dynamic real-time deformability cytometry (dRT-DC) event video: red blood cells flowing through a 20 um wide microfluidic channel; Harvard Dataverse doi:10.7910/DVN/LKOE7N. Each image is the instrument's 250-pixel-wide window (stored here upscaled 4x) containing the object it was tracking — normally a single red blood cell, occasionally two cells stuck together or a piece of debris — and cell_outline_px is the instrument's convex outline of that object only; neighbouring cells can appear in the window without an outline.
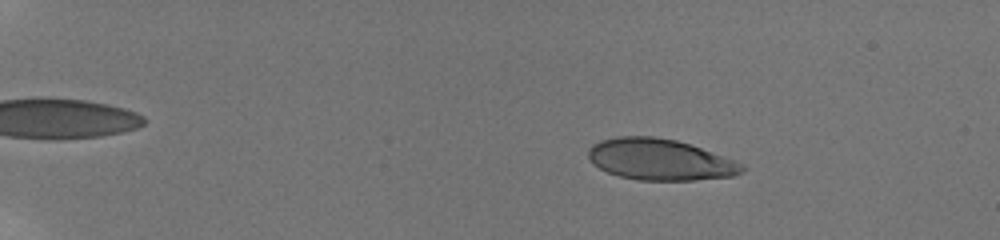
{"species": "human", "species_latin": "Homo sapiens", "temperature_condition": "room temperature", "stored_images_in_passage": 27, "camera_frame_rate_fps": 3000, "um_per_image_px": 0.085, "donor": {"sex": "male"}, "frame": {"image": 1, "passage_image": 12, "time_ms": 3.0, "image_size_px": [1000, 240], "cell_outline_px": [[744, 172], [732, 176], [696, 180], [636, 180], [620, 176], [608, 172], [592, 164], [588, 156], [588, 148], [592, 144], [600, 140], [616, 136], [652, 136], [676, 140], [700, 148], [744, 164]], "centroid_in_image_um": [56.06, 13.56], "position_along_channel_um": 28.9, "area_um2": 36.88}}
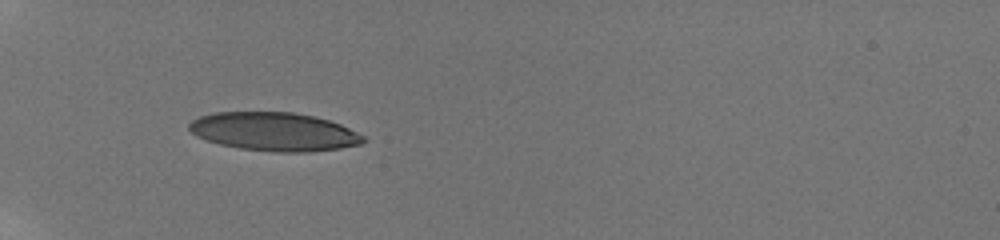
{"frame": {"image": 2, "passage_image": 26, "time_ms": 6.667, "image_size_px": [1000, 240], "cell_outline_px": [[368, 140], [360, 144], [340, 148], [308, 152], [276, 152], [240, 148], [220, 144], [196, 136], [188, 128], [188, 124], [192, 120], [200, 116], [212, 112], [292, 112], [312, 116], [328, 120], [340, 124], [364, 136]], "centroid_in_image_um": [23.29, 11.19], "position_along_channel_um": 61.7, "area_um2": 38.96}}